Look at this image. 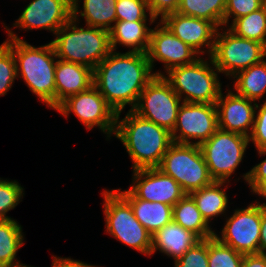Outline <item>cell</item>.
<instances>
[{"mask_svg":"<svg viewBox=\"0 0 266 267\" xmlns=\"http://www.w3.org/2000/svg\"><path fill=\"white\" fill-rule=\"evenodd\" d=\"M164 73L153 72L146 53L111 50L93 70V85L116 113H122L128 104L133 110L147 84Z\"/></svg>","mask_w":266,"mask_h":267,"instance_id":"1","label":"cell"},{"mask_svg":"<svg viewBox=\"0 0 266 267\" xmlns=\"http://www.w3.org/2000/svg\"><path fill=\"white\" fill-rule=\"evenodd\" d=\"M117 113L114 135L124 145L132 169L156 168L173 143L171 132L128 110L123 119Z\"/></svg>","mask_w":266,"mask_h":267,"instance_id":"2","label":"cell"},{"mask_svg":"<svg viewBox=\"0 0 266 267\" xmlns=\"http://www.w3.org/2000/svg\"><path fill=\"white\" fill-rule=\"evenodd\" d=\"M4 27L8 33V38L4 42L13 51L17 78L20 76L32 93L55 110L54 76L57 57L51 42L34 47L19 38L10 28Z\"/></svg>","mask_w":266,"mask_h":267,"instance_id":"3","label":"cell"},{"mask_svg":"<svg viewBox=\"0 0 266 267\" xmlns=\"http://www.w3.org/2000/svg\"><path fill=\"white\" fill-rule=\"evenodd\" d=\"M73 17L62 26L51 41L57 59L95 67L111 52L109 31L85 25Z\"/></svg>","mask_w":266,"mask_h":267,"instance_id":"4","label":"cell"},{"mask_svg":"<svg viewBox=\"0 0 266 267\" xmlns=\"http://www.w3.org/2000/svg\"><path fill=\"white\" fill-rule=\"evenodd\" d=\"M208 60L200 57L194 63L170 69L163 76L182 102L216 104L223 91L218 78L220 71L210 56Z\"/></svg>","mask_w":266,"mask_h":267,"instance_id":"5","label":"cell"},{"mask_svg":"<svg viewBox=\"0 0 266 267\" xmlns=\"http://www.w3.org/2000/svg\"><path fill=\"white\" fill-rule=\"evenodd\" d=\"M106 233L126 246L151 256L152 235L135 218L130 203L115 189L101 193Z\"/></svg>","mask_w":266,"mask_h":267,"instance_id":"6","label":"cell"},{"mask_svg":"<svg viewBox=\"0 0 266 267\" xmlns=\"http://www.w3.org/2000/svg\"><path fill=\"white\" fill-rule=\"evenodd\" d=\"M171 176L186 194L210 185L211 178L204 156L197 144L172 143L157 167Z\"/></svg>","mask_w":266,"mask_h":267,"instance_id":"7","label":"cell"},{"mask_svg":"<svg viewBox=\"0 0 266 267\" xmlns=\"http://www.w3.org/2000/svg\"><path fill=\"white\" fill-rule=\"evenodd\" d=\"M219 28L210 56L215 67L228 78L266 58V46L258 41L236 36L228 28ZM219 30H222L220 32ZM224 31V32H223Z\"/></svg>","mask_w":266,"mask_h":267,"instance_id":"8","label":"cell"},{"mask_svg":"<svg viewBox=\"0 0 266 267\" xmlns=\"http://www.w3.org/2000/svg\"><path fill=\"white\" fill-rule=\"evenodd\" d=\"M249 144L248 137L221 129L203 141L199 146L211 178L230 182L229 177L239 167Z\"/></svg>","mask_w":266,"mask_h":267,"instance_id":"9","label":"cell"},{"mask_svg":"<svg viewBox=\"0 0 266 267\" xmlns=\"http://www.w3.org/2000/svg\"><path fill=\"white\" fill-rule=\"evenodd\" d=\"M181 101L163 76H155L141 92L133 111L172 132Z\"/></svg>","mask_w":266,"mask_h":267,"instance_id":"10","label":"cell"},{"mask_svg":"<svg viewBox=\"0 0 266 267\" xmlns=\"http://www.w3.org/2000/svg\"><path fill=\"white\" fill-rule=\"evenodd\" d=\"M55 111L66 118L70 113H74L86 129L91 130L97 126L101 132L106 134L108 140L112 134L114 135L117 113L94 85L83 92L68 97Z\"/></svg>","mask_w":266,"mask_h":267,"instance_id":"11","label":"cell"},{"mask_svg":"<svg viewBox=\"0 0 266 267\" xmlns=\"http://www.w3.org/2000/svg\"><path fill=\"white\" fill-rule=\"evenodd\" d=\"M218 129L216 104L182 102L171 137L174 143L200 145Z\"/></svg>","mask_w":266,"mask_h":267,"instance_id":"12","label":"cell"},{"mask_svg":"<svg viewBox=\"0 0 266 267\" xmlns=\"http://www.w3.org/2000/svg\"><path fill=\"white\" fill-rule=\"evenodd\" d=\"M224 225L220 232L221 236L216 232L214 235L221 243L243 255L259 253L260 205L254 202L244 209H235L231 217H226Z\"/></svg>","mask_w":266,"mask_h":267,"instance_id":"13","label":"cell"},{"mask_svg":"<svg viewBox=\"0 0 266 267\" xmlns=\"http://www.w3.org/2000/svg\"><path fill=\"white\" fill-rule=\"evenodd\" d=\"M146 54L152 70L154 62L157 60L164 63L165 72L174 67L194 63L201 56L176 37L160 20L151 30L149 48Z\"/></svg>","mask_w":266,"mask_h":267,"instance_id":"14","label":"cell"},{"mask_svg":"<svg viewBox=\"0 0 266 267\" xmlns=\"http://www.w3.org/2000/svg\"><path fill=\"white\" fill-rule=\"evenodd\" d=\"M132 176L133 183L129 190L141 200L174 206L186 195L171 176L164 174L157 167L133 170Z\"/></svg>","mask_w":266,"mask_h":267,"instance_id":"15","label":"cell"},{"mask_svg":"<svg viewBox=\"0 0 266 267\" xmlns=\"http://www.w3.org/2000/svg\"><path fill=\"white\" fill-rule=\"evenodd\" d=\"M72 18V0H33L13 24L25 31L49 30L54 35Z\"/></svg>","mask_w":266,"mask_h":267,"instance_id":"16","label":"cell"},{"mask_svg":"<svg viewBox=\"0 0 266 267\" xmlns=\"http://www.w3.org/2000/svg\"><path fill=\"white\" fill-rule=\"evenodd\" d=\"M160 21L199 55L204 54L205 51L208 57L212 55L216 34L219 29L213 22L181 15L177 12L166 15ZM204 46L208 47V51L203 49Z\"/></svg>","mask_w":266,"mask_h":267,"instance_id":"17","label":"cell"},{"mask_svg":"<svg viewBox=\"0 0 266 267\" xmlns=\"http://www.w3.org/2000/svg\"><path fill=\"white\" fill-rule=\"evenodd\" d=\"M227 91L225 95L221 91L216 101L218 128L249 137L255 120L257 103L236 94L235 91Z\"/></svg>","mask_w":266,"mask_h":267,"instance_id":"18","label":"cell"},{"mask_svg":"<svg viewBox=\"0 0 266 267\" xmlns=\"http://www.w3.org/2000/svg\"><path fill=\"white\" fill-rule=\"evenodd\" d=\"M55 109L68 97L93 85V69L78 63L57 60L55 66Z\"/></svg>","mask_w":266,"mask_h":267,"instance_id":"19","label":"cell"},{"mask_svg":"<svg viewBox=\"0 0 266 267\" xmlns=\"http://www.w3.org/2000/svg\"><path fill=\"white\" fill-rule=\"evenodd\" d=\"M117 191L130 203L135 218L154 235L172 220L173 206L161 202H150L137 198L129 189Z\"/></svg>","mask_w":266,"mask_h":267,"instance_id":"20","label":"cell"},{"mask_svg":"<svg viewBox=\"0 0 266 267\" xmlns=\"http://www.w3.org/2000/svg\"><path fill=\"white\" fill-rule=\"evenodd\" d=\"M199 240L191 231L172 220L152 235L151 255L159 250L176 260Z\"/></svg>","mask_w":266,"mask_h":267,"instance_id":"21","label":"cell"},{"mask_svg":"<svg viewBox=\"0 0 266 267\" xmlns=\"http://www.w3.org/2000/svg\"><path fill=\"white\" fill-rule=\"evenodd\" d=\"M147 25V21H116L109 30L111 50L123 45L132 52L147 53L152 30Z\"/></svg>","mask_w":266,"mask_h":267,"instance_id":"22","label":"cell"},{"mask_svg":"<svg viewBox=\"0 0 266 267\" xmlns=\"http://www.w3.org/2000/svg\"><path fill=\"white\" fill-rule=\"evenodd\" d=\"M78 2L82 1L72 0V17L78 20L80 14L85 19V25L109 31L113 26L112 23L117 21V0H83V11L80 10Z\"/></svg>","mask_w":266,"mask_h":267,"instance_id":"23","label":"cell"},{"mask_svg":"<svg viewBox=\"0 0 266 267\" xmlns=\"http://www.w3.org/2000/svg\"><path fill=\"white\" fill-rule=\"evenodd\" d=\"M225 181H213L210 185L191 192L202 217L209 224L214 217L224 215L228 208V195L223 188Z\"/></svg>","mask_w":266,"mask_h":267,"instance_id":"24","label":"cell"},{"mask_svg":"<svg viewBox=\"0 0 266 267\" xmlns=\"http://www.w3.org/2000/svg\"><path fill=\"white\" fill-rule=\"evenodd\" d=\"M173 221L184 229L191 231L199 239H208L215 235V231L202 217L193 198L186 194L173 206Z\"/></svg>","mask_w":266,"mask_h":267,"instance_id":"25","label":"cell"},{"mask_svg":"<svg viewBox=\"0 0 266 267\" xmlns=\"http://www.w3.org/2000/svg\"><path fill=\"white\" fill-rule=\"evenodd\" d=\"M236 94L253 101H260L266 93V59L240 71L234 77Z\"/></svg>","mask_w":266,"mask_h":267,"instance_id":"26","label":"cell"},{"mask_svg":"<svg viewBox=\"0 0 266 267\" xmlns=\"http://www.w3.org/2000/svg\"><path fill=\"white\" fill-rule=\"evenodd\" d=\"M226 0H181L177 13L206 19L218 28L224 27Z\"/></svg>","mask_w":266,"mask_h":267,"instance_id":"27","label":"cell"},{"mask_svg":"<svg viewBox=\"0 0 266 267\" xmlns=\"http://www.w3.org/2000/svg\"><path fill=\"white\" fill-rule=\"evenodd\" d=\"M23 240L22 227L16 220H0V262L5 266L20 263L16 256Z\"/></svg>","mask_w":266,"mask_h":267,"instance_id":"28","label":"cell"},{"mask_svg":"<svg viewBox=\"0 0 266 267\" xmlns=\"http://www.w3.org/2000/svg\"><path fill=\"white\" fill-rule=\"evenodd\" d=\"M228 29L236 36L258 41L266 46V11L264 7L237 18Z\"/></svg>","mask_w":266,"mask_h":267,"instance_id":"29","label":"cell"},{"mask_svg":"<svg viewBox=\"0 0 266 267\" xmlns=\"http://www.w3.org/2000/svg\"><path fill=\"white\" fill-rule=\"evenodd\" d=\"M243 257L216 237L208 238V267H242Z\"/></svg>","mask_w":266,"mask_h":267,"instance_id":"30","label":"cell"},{"mask_svg":"<svg viewBox=\"0 0 266 267\" xmlns=\"http://www.w3.org/2000/svg\"><path fill=\"white\" fill-rule=\"evenodd\" d=\"M147 15H149V19ZM116 17L117 21L149 20L150 25L156 21L150 14L147 0H117Z\"/></svg>","mask_w":266,"mask_h":267,"instance_id":"31","label":"cell"},{"mask_svg":"<svg viewBox=\"0 0 266 267\" xmlns=\"http://www.w3.org/2000/svg\"><path fill=\"white\" fill-rule=\"evenodd\" d=\"M23 196L24 188L16 180L0 178V220L13 219L6 214L22 201Z\"/></svg>","mask_w":266,"mask_h":267,"instance_id":"32","label":"cell"},{"mask_svg":"<svg viewBox=\"0 0 266 267\" xmlns=\"http://www.w3.org/2000/svg\"><path fill=\"white\" fill-rule=\"evenodd\" d=\"M15 79L17 74L13 51L3 42L0 45V96L7 94Z\"/></svg>","mask_w":266,"mask_h":267,"instance_id":"33","label":"cell"},{"mask_svg":"<svg viewBox=\"0 0 266 267\" xmlns=\"http://www.w3.org/2000/svg\"><path fill=\"white\" fill-rule=\"evenodd\" d=\"M175 267H208V239H200L174 261Z\"/></svg>","mask_w":266,"mask_h":267,"instance_id":"34","label":"cell"},{"mask_svg":"<svg viewBox=\"0 0 266 267\" xmlns=\"http://www.w3.org/2000/svg\"><path fill=\"white\" fill-rule=\"evenodd\" d=\"M263 7L262 0H226L224 14V25L227 27L229 19L232 17V23L240 17L246 16Z\"/></svg>","mask_w":266,"mask_h":267,"instance_id":"35","label":"cell"},{"mask_svg":"<svg viewBox=\"0 0 266 267\" xmlns=\"http://www.w3.org/2000/svg\"><path fill=\"white\" fill-rule=\"evenodd\" d=\"M255 114V120L251 134L249 135V141L256 147V150L266 149V101L262 104H257Z\"/></svg>","mask_w":266,"mask_h":267,"instance_id":"36","label":"cell"},{"mask_svg":"<svg viewBox=\"0 0 266 267\" xmlns=\"http://www.w3.org/2000/svg\"><path fill=\"white\" fill-rule=\"evenodd\" d=\"M181 0H147L152 17L162 20L166 15L178 10Z\"/></svg>","mask_w":266,"mask_h":267,"instance_id":"37","label":"cell"},{"mask_svg":"<svg viewBox=\"0 0 266 267\" xmlns=\"http://www.w3.org/2000/svg\"><path fill=\"white\" fill-rule=\"evenodd\" d=\"M257 152L259 156L266 155V149L257 150ZM242 176L253 192L262 182L266 181V158Z\"/></svg>","mask_w":266,"mask_h":267,"instance_id":"38","label":"cell"},{"mask_svg":"<svg viewBox=\"0 0 266 267\" xmlns=\"http://www.w3.org/2000/svg\"><path fill=\"white\" fill-rule=\"evenodd\" d=\"M242 267H266V253L244 255Z\"/></svg>","mask_w":266,"mask_h":267,"instance_id":"39","label":"cell"},{"mask_svg":"<svg viewBox=\"0 0 266 267\" xmlns=\"http://www.w3.org/2000/svg\"><path fill=\"white\" fill-rule=\"evenodd\" d=\"M53 258V263L52 267H99L96 265H90L82 261L74 260L71 258H63V257H57V256H52Z\"/></svg>","mask_w":266,"mask_h":267,"instance_id":"40","label":"cell"},{"mask_svg":"<svg viewBox=\"0 0 266 267\" xmlns=\"http://www.w3.org/2000/svg\"><path fill=\"white\" fill-rule=\"evenodd\" d=\"M259 253H266V207H261Z\"/></svg>","mask_w":266,"mask_h":267,"instance_id":"41","label":"cell"},{"mask_svg":"<svg viewBox=\"0 0 266 267\" xmlns=\"http://www.w3.org/2000/svg\"><path fill=\"white\" fill-rule=\"evenodd\" d=\"M254 194L259 195L263 197L264 199L266 198V181L262 182L254 191ZM256 204L260 205L261 207H266V203H260L259 201L255 202Z\"/></svg>","mask_w":266,"mask_h":267,"instance_id":"42","label":"cell"},{"mask_svg":"<svg viewBox=\"0 0 266 267\" xmlns=\"http://www.w3.org/2000/svg\"><path fill=\"white\" fill-rule=\"evenodd\" d=\"M6 267H32V266H28V265H25V264H22V263H18V264L9 265V266H6Z\"/></svg>","mask_w":266,"mask_h":267,"instance_id":"43","label":"cell"},{"mask_svg":"<svg viewBox=\"0 0 266 267\" xmlns=\"http://www.w3.org/2000/svg\"><path fill=\"white\" fill-rule=\"evenodd\" d=\"M263 7H264V9H265V11H266V0L263 1Z\"/></svg>","mask_w":266,"mask_h":267,"instance_id":"44","label":"cell"},{"mask_svg":"<svg viewBox=\"0 0 266 267\" xmlns=\"http://www.w3.org/2000/svg\"><path fill=\"white\" fill-rule=\"evenodd\" d=\"M0 267H6L3 263L0 262Z\"/></svg>","mask_w":266,"mask_h":267,"instance_id":"45","label":"cell"}]
</instances>
